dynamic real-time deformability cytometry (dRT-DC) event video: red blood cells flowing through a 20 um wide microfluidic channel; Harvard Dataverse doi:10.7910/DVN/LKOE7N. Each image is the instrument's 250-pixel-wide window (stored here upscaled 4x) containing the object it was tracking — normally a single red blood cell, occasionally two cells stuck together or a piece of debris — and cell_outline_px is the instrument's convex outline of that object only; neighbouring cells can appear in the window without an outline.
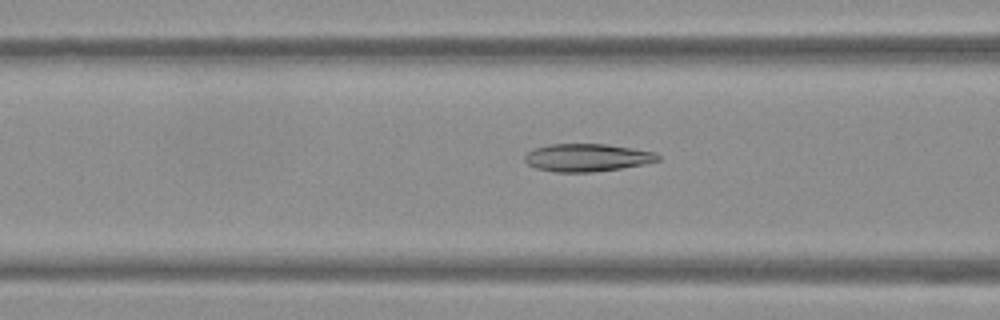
{"species": "Egyptian fruit bat (a non-hibernating species)", "species_latin": "Rousettus aegyptiacus", "temperature_condition": "warm", "stored_images_in_passage": 39, "camera_frame_rate_fps": 3000, "um_per_image_px": 0.085, "frame": {"image": 1, "passage_image": 7, "time_ms": 2.0, "image_size_px": [1000, 320], "cell_outline_px": [[660, 160], [644, 164], [620, 168], [592, 172], [556, 172], [536, 168], [528, 164], [524, 160], [524, 156], [532, 148], [552, 144], [608, 144], [656, 152], [660, 156]], "centroid_in_image_um": [49.9, 13.39], "position_along_channel_um": 116.7, "area_um2": 21.56}}
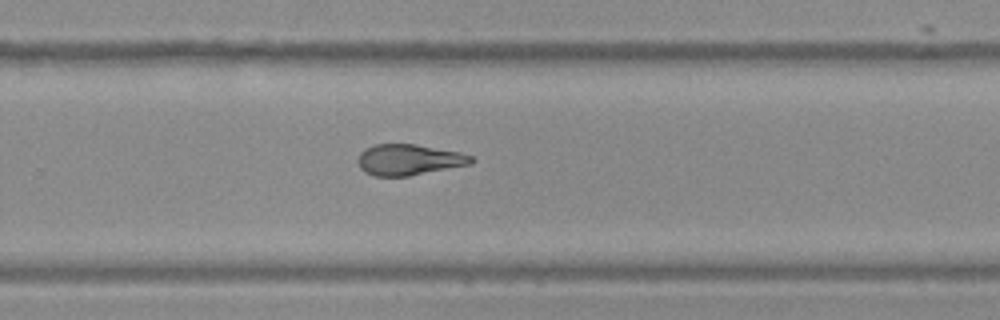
{"frame": {"image": 2, "passage_image": 21, "time_ms": 6.667, "image_size_px": [1000, 320], "cell_outline_px": [[476, 160], [472, 164], [408, 176], [372, 176], [364, 172], [360, 168], [356, 160], [360, 152], [364, 148], [376, 144], [416, 144], [460, 152], [472, 156]], "centroid_in_image_um": [34.74, 13.58], "position_along_channel_um": 295.1, "area_um2": 20.69}}
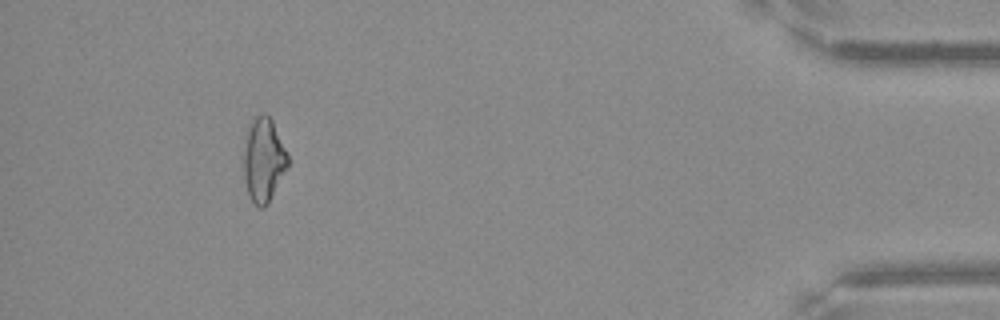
{"frame": {"image": 3, "passage_image": 35, "time_ms": 11.333, "image_size_px": [1000, 320], "cell_outline_px": [[288, 168], [268, 204], [264, 208], [260, 208], [252, 200], [248, 192], [244, 180], [244, 136], [248, 124], [252, 116], [264, 112], [272, 120], [288, 152]], "centroid_in_image_um": [22.4, 13.53], "position_along_channel_um": 412.8, "area_um2": 22.14}, "authors_computed_cell_mechanics": {"area_um2": 20.9814, "velocity_mm_per_s": 3.8171, "shape_relaxation_time_tau1_ms": null, "shape_relaxation_time_tau2_ms": 2.6325, "deformation_change_tau1": null, "deformation_change_tau2": 0.0846}}